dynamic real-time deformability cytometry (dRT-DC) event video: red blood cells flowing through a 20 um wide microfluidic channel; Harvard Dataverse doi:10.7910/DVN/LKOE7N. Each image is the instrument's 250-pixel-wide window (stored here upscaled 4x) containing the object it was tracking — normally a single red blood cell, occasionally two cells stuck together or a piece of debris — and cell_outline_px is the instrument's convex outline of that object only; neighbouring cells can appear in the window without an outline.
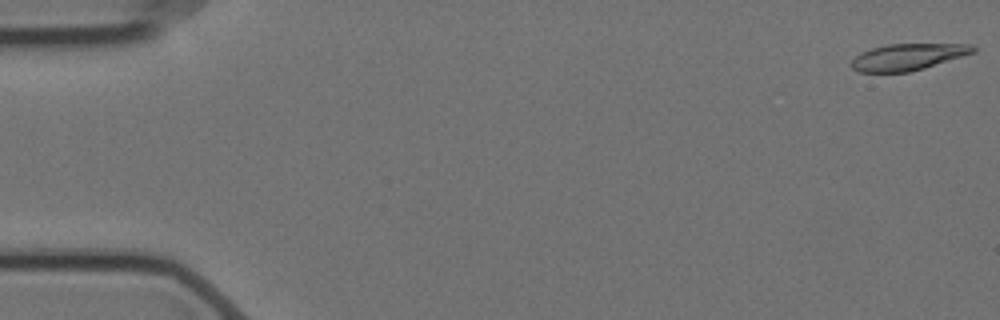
{"species": "Egyptian fruit bat (a non-hibernating species)", "species_latin": "Rousettus aegyptiacus", "temperature_condition": "cold", "stored_images_in_passage": 57, "camera_frame_rate_fps": 3000, "um_per_image_px": 0.085, "animal": {"sex": "female"}, "frame": {"image": 1, "passage_image": 1, "time_ms": 0.0, "image_size_px": [1000, 320], "cell_outline_px": [[976, 52], [924, 68], [908, 72], [860, 72], [852, 68], [852, 60], [860, 52], [872, 48], [888, 44], [972, 44], [976, 48]], "centroid_in_image_um": [77.18, 4.83], "position_along_channel_um": 7.8, "area_um2": 18.73}}
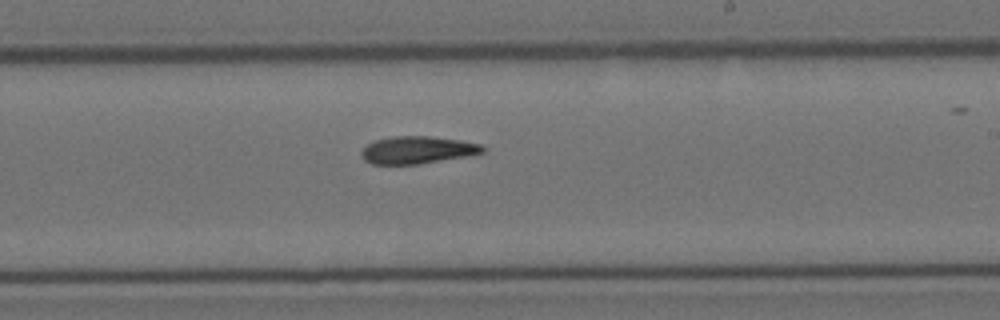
{"frame": {"image": 2, "passage_image": 34, "time_ms": 11.0, "image_size_px": [1000, 320], "cell_outline_px": [[488, 148], [484, 152], [464, 156], [420, 164], [372, 164], [364, 160], [360, 156], [360, 152], [368, 144], [376, 140], [392, 136], [428, 136], [460, 140], [480, 144]], "centroid_in_image_um": [35.47, 12.75], "position_along_channel_um": 253.5, "area_um2": 19.31}}
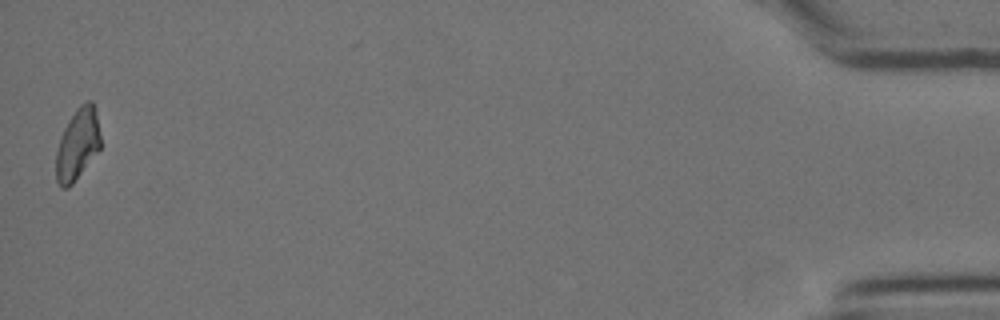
{"frame": {"image": 3, "passage_image": 57, "time_ms": 18.667, "image_size_px": [1000, 320], "cell_outline_px": [[100, 148], [72, 184], [68, 188], [60, 188], [56, 180], [56, 152], [64, 128], [68, 120], [76, 108], [80, 104], [88, 100], [92, 100], [96, 112], [100, 136]], "centroid_in_image_um": [6.58, 12.25], "position_along_channel_um": 428.6, "area_um2": 18.38}}